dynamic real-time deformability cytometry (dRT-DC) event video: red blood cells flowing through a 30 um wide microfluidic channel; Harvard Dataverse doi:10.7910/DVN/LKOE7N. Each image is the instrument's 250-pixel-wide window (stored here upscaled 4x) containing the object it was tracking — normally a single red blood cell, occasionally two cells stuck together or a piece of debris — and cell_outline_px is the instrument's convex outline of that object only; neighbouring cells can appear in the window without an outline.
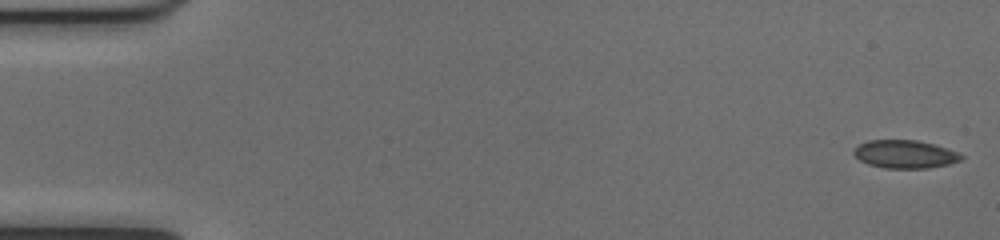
{"species": "common noctule bat (a hibernating species)", "species_latin": "Nyctalus noctula", "temperature_condition": "cold", "stored_images_in_passage": 51, "camera_frame_rate_fps": 3000, "um_per_image_px": 0.085, "animal": {"sex": "female", "body_mass_g": 17.0, "forearm_length_mm": 48.0}, "frame": {"image": 1, "passage_image": 1, "time_ms": 0.0, "image_size_px": [1000, 240], "cell_outline_px": [[964, 156], [960, 160], [948, 164], [928, 168], [884, 168], [868, 164], [860, 160], [852, 152], [860, 144], [868, 140], [916, 140], [932, 144], [956, 152]], "centroid_in_image_um": [76.89, 13.11], "position_along_channel_um": 8.1, "area_um2": 17.28}}
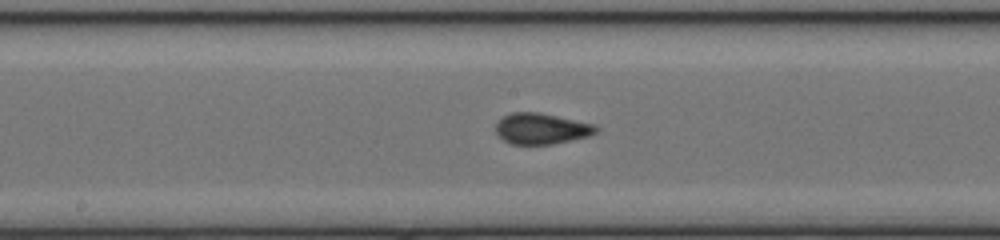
{"frame": {"image": 2, "passage_image": 27, "time_ms": 8.667, "image_size_px": [1000, 240], "cell_outline_px": [[600, 128], [596, 132], [588, 136], [552, 144], [512, 144], [504, 140], [496, 132], [496, 124], [504, 116], [512, 112], [540, 112], [596, 124]], "centroid_in_image_um": [46.05, 10.92], "position_along_channel_um": 202.1, "area_um2": 18.03}}
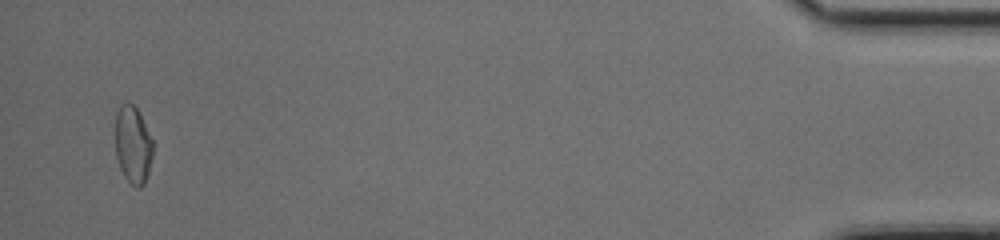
{"frame": {"image": 3, "passage_image": 50, "time_ms": 16.333, "image_size_px": [1000, 240], "cell_outline_px": [[156, 144], [148, 172], [144, 184], [140, 188], [136, 188], [124, 176], [120, 168], [116, 156], [116, 112], [120, 104], [128, 100], [140, 112]], "centroid_in_image_um": [11.34, 12.26], "position_along_channel_um": 423.9, "area_um2": 17.51}, "authors_computed_cell_mechanics": {"area_um2": 17.6868, "velocity_mm_per_s": 4.0112, "shape_relaxation_time_tau1_ms": 9.526, "shape_relaxation_time_tau2_ms": 1.1622, "deformation_change_tau1": 0.1939, "deformation_change_tau2": 0.0522}}